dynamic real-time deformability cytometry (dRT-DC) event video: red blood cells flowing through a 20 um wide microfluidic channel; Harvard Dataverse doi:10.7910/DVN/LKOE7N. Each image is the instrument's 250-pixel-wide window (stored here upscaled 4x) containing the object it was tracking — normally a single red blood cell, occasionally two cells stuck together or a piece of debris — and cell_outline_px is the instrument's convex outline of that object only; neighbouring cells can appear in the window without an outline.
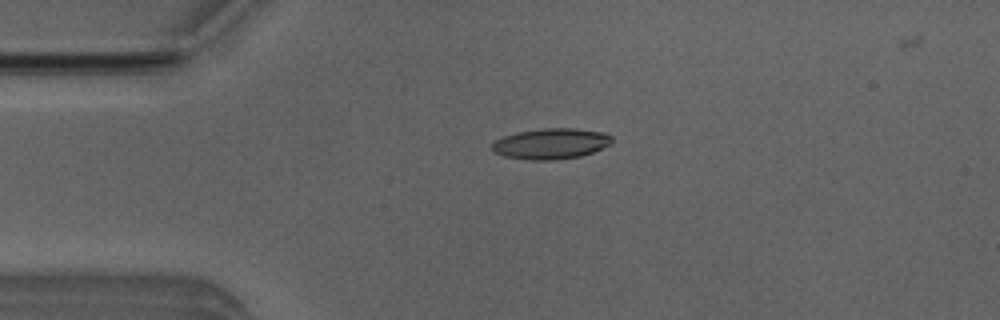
{"species": "Egyptian fruit bat (a non-hibernating species)", "species_latin": "Rousettus aegyptiacus", "temperature_condition": "room temperature", "stored_images_in_passage": 50, "camera_frame_rate_fps": 3000, "um_per_image_px": 0.085, "animal": {"sex": "male"}, "frame": {"image": 1, "passage_image": 11, "time_ms": 3.333, "image_size_px": [1000, 320], "cell_outline_px": [[612, 140], [608, 144], [592, 152], [580, 156], [556, 160], [528, 160], [504, 156], [492, 152], [492, 144], [496, 140], [504, 136], [516, 132], [544, 128], [572, 128], [604, 132], [612, 136]], "centroid_in_image_um": [46.79, 12.21], "position_along_channel_um": 38.2, "area_um2": 21.39}}
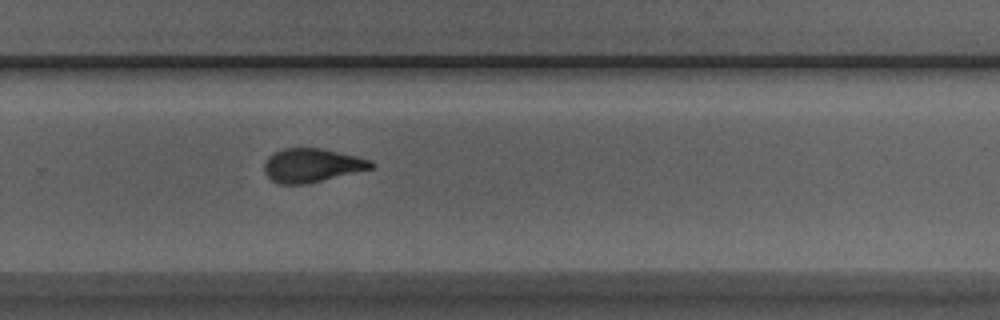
{"frame": {"image": 2, "passage_image": 33, "time_ms": 10.667, "image_size_px": [1000, 320], "cell_outline_px": [[376, 164], [372, 168], [304, 184], [276, 184], [264, 172], [264, 164], [268, 156], [284, 148], [320, 148], [356, 156], [372, 160]], "centroid_in_image_um": [26.49, 14.05], "position_along_channel_um": 303.3, "area_um2": 20.75}}
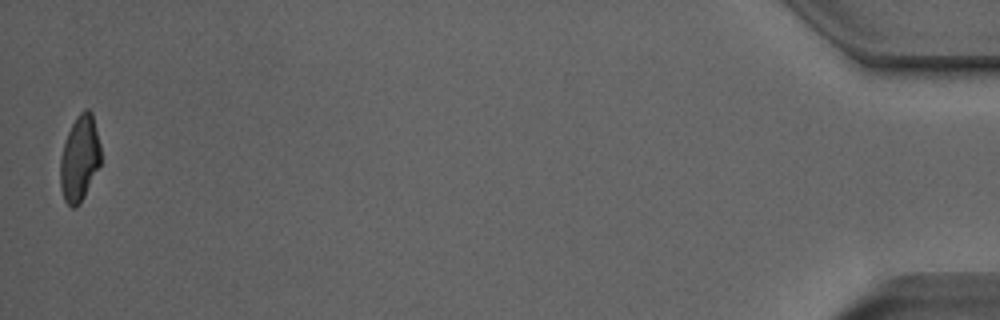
{"frame": {"image": 3, "passage_image": 50, "time_ms": 16.333, "image_size_px": [1000, 320], "cell_outline_px": [[100, 164], [80, 204], [76, 208], [72, 208], [64, 200], [60, 188], [60, 160], [64, 144], [68, 132], [76, 116], [84, 108], [88, 108], [92, 112], [100, 144]], "centroid_in_image_um": [6.76, 13.46], "position_along_channel_um": 428.4, "area_um2": 20.23}, "authors_computed_cell_mechanics": {"area_um2": 21.0392, "velocity_mm_per_s": 3.9983, "shape_relaxation_time_tau1_ms": 10.7922, "shape_relaxation_time_tau2_ms": 2.0397, "deformation_change_tau1": 0.277, "deformation_change_tau2": 0.0996}}